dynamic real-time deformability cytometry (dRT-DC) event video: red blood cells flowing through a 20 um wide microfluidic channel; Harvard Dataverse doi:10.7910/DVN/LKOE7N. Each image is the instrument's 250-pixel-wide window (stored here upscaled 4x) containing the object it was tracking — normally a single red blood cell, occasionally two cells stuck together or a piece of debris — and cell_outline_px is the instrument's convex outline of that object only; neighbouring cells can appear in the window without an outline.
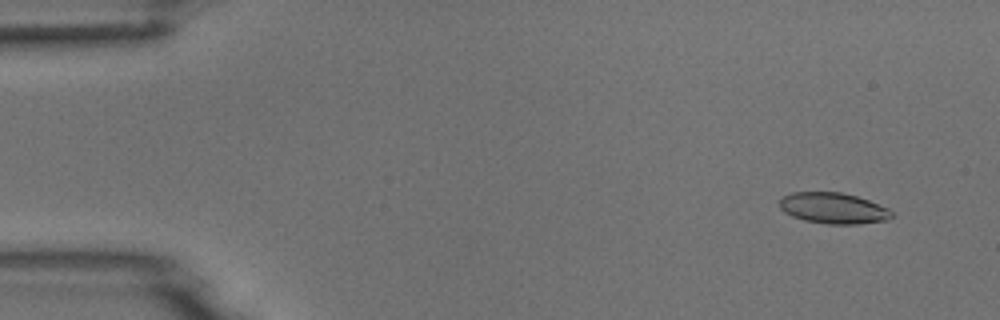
{"species": "common noctule bat (a hibernating species)", "species_latin": "Nyctalus noctula", "temperature_condition": "room temperature", "stored_images_in_passage": 3, "camera_frame_rate_fps": 3000, "um_per_image_px": 0.085, "animal": {"sex": "male", "body_mass_g": 18.8}, "frame": {"image": 1, "passage_image": 1, "time_ms": 0.0, "image_size_px": [1000, 320], "cell_outline_px": [[892, 216], [888, 220], [856, 224], [828, 224], [804, 220], [792, 216], [784, 212], [780, 208], [780, 200], [784, 196], [792, 192], [840, 192], [856, 196], [868, 200], [888, 208], [892, 212]], "centroid_in_image_um": [70.83, 17.7], "position_along_channel_um": 14.2, "area_um2": 20.11}}